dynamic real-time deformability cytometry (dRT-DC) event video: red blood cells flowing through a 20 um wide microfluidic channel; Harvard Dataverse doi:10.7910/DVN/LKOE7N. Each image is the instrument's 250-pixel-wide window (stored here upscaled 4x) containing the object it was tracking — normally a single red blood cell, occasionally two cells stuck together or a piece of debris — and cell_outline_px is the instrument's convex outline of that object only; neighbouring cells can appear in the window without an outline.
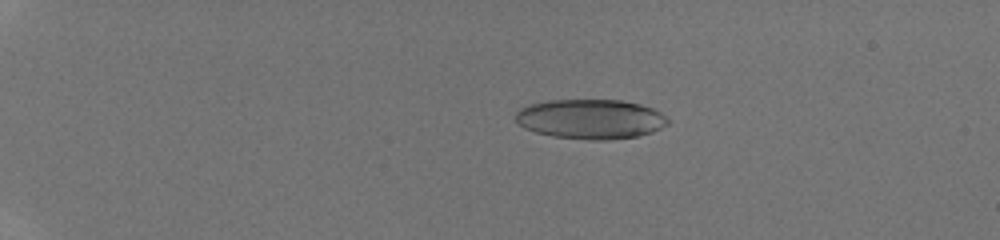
{"species": "human", "species_latin": "Homo sapiens", "temperature_condition": "room temperature", "stored_images_in_passage": 47, "camera_frame_rate_fps": 3000, "um_per_image_px": 0.085, "donor": {"sex": "male"}, "frame": {"image": 1, "passage_image": 12, "time_ms": 3.667, "image_size_px": [1000, 240], "cell_outline_px": [[668, 124], [652, 132], [636, 136], [604, 140], [592, 140], [552, 136], [536, 132], [524, 128], [516, 120], [516, 112], [520, 108], [528, 104], [548, 100], [620, 100], [640, 104], [652, 108], [660, 112], [668, 120]], "centroid_in_image_um": [50.17, 10.11], "position_along_channel_um": 34.8, "area_um2": 35.08}}
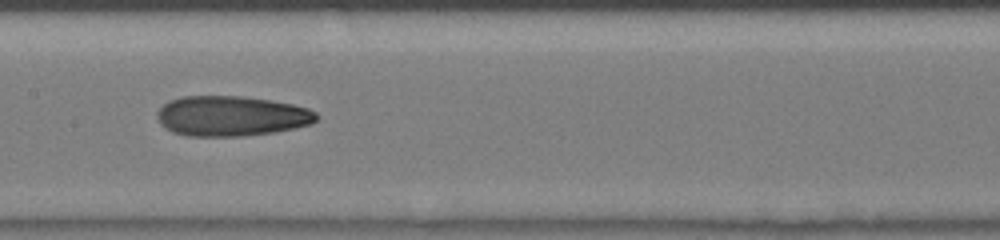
{"frame": {"image": 2, "passage_image": 28, "time_ms": 9.0, "image_size_px": [1000, 240], "cell_outline_px": [[320, 116], [312, 124], [296, 128], [272, 132], [244, 136], [184, 136], [172, 132], [164, 128], [160, 124], [156, 116], [156, 112], [168, 100], [184, 96], [240, 96], [272, 100], [292, 104], [308, 108], [316, 112]], "centroid_in_image_um": [19.65, 9.86], "position_along_channel_um": 187.7, "area_um2": 37.69}}
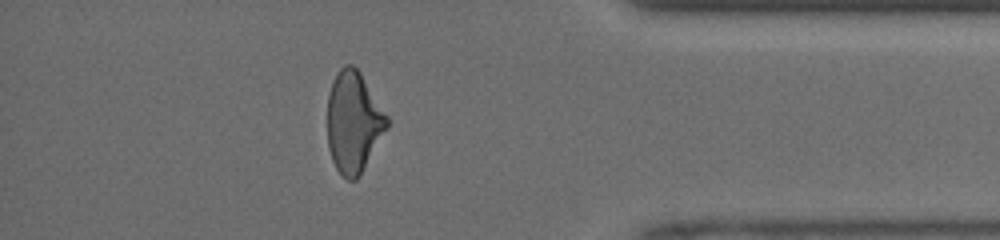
{"frame": {"image": 3, "passage_image": 43, "time_ms": 14.0, "image_size_px": [1000, 240], "cell_outline_px": [[388, 128], [356, 180], [348, 180], [336, 168], [332, 160], [328, 148], [328, 96], [332, 80], [340, 68], [344, 64], [352, 64], [360, 72], [388, 116]], "centroid_in_image_um": [30.04, 10.35], "position_along_channel_um": 405.2, "area_um2": 34.91}}